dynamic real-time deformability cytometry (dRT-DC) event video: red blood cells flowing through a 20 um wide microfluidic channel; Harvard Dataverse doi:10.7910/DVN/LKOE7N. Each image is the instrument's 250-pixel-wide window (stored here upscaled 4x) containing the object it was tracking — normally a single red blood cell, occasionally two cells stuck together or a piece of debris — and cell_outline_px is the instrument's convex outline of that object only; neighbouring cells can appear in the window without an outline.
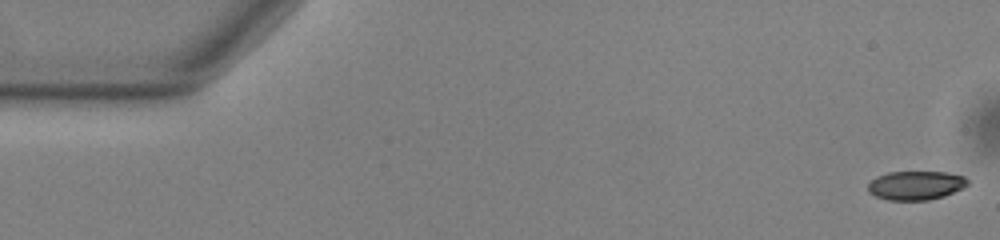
{"species": "common noctule bat (a hibernating species)", "species_latin": "Nyctalus noctula", "temperature_condition": "warm", "stored_images_in_passage": 54, "camera_frame_rate_fps": 3000, "um_per_image_px": 0.085, "animal": {"sex": "male", "body_mass_g": 13.0, "forearm_length_mm": 53.1}, "frame": {"image": 1, "passage_image": 1, "time_ms": 0.0, "image_size_px": [1000, 240], "cell_outline_px": [[968, 184], [964, 188], [944, 196], [928, 200], [888, 200], [876, 196], [868, 192], [868, 184], [876, 176], [888, 172], [948, 172], [964, 176], [968, 180]], "centroid_in_image_um": [77.86, 15.75], "position_along_channel_um": 7.1, "area_um2": 16.88}}
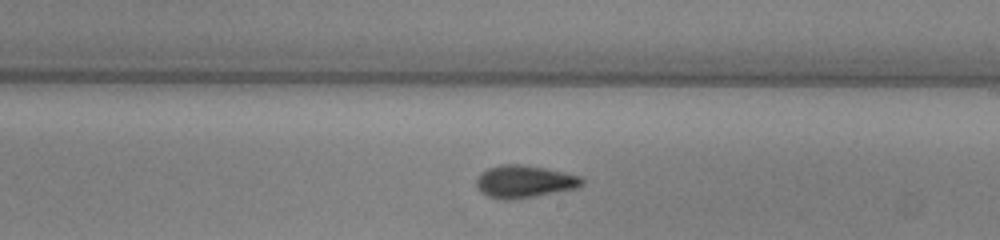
{"frame": {"image": 2, "passage_image": 31, "time_ms": 10.0, "image_size_px": [1000, 240], "cell_outline_px": [[584, 184], [576, 188], [536, 196], [512, 200], [504, 200], [488, 196], [480, 192], [476, 184], [476, 176], [480, 172], [488, 168], [500, 164], [520, 164], [544, 168], [564, 172], [580, 176], [584, 180]], "centroid_in_image_um": [44.54, 15.43], "position_along_channel_um": 244.5, "area_um2": 20.11}}
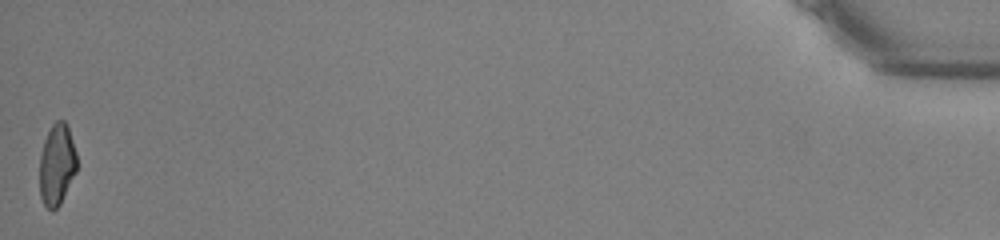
{"frame": {"image": 3, "passage_image": 54, "time_ms": 17.667, "image_size_px": [1000, 240], "cell_outline_px": [[76, 172], [60, 204], [52, 212], [44, 204], [40, 196], [40, 156], [44, 140], [52, 124], [56, 120], [64, 120], [68, 128], [76, 152]], "centroid_in_image_um": [4.83, 14.0], "position_along_channel_um": 430.4, "area_um2": 17.51}, "authors_computed_cell_mechanics": {"area_um2": 18.6983, "velocity_mm_per_s": 3.7891, "shape_relaxation_time_tau1_ms": 5.0094, "shape_relaxation_time_tau2_ms": 3.0234, "deformation_change_tau1": 0.1423, "deformation_change_tau2": 0.0932}}